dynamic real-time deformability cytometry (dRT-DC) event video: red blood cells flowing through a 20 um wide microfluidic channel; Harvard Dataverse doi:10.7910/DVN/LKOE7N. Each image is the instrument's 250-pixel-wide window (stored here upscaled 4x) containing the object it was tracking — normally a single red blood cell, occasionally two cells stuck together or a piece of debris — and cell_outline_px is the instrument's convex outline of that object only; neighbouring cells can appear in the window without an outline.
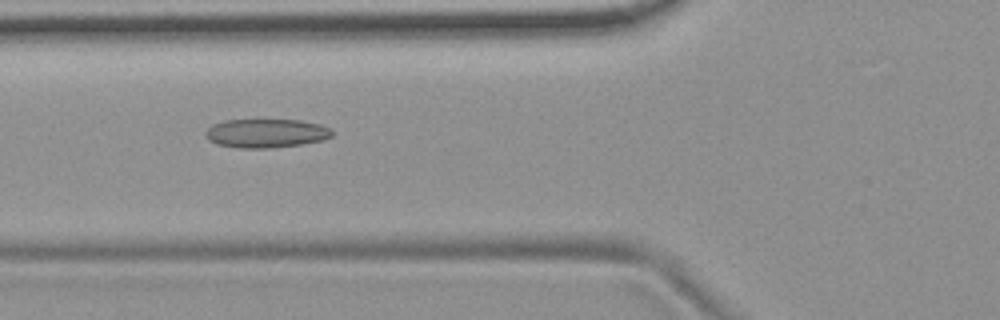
{"species": "common noctule bat (a hibernating species)", "species_latin": "Nyctalus noctula", "temperature_condition": "room temperature", "stored_images_in_passage": 3, "camera_frame_rate_fps": 3000, "um_per_image_px": 0.085, "animal": {"sex": "female", "body_mass_g": 19.9}, "frame": {"image": 1, "passage_image": 3, "time_ms": 2.333, "image_size_px": [1000, 320], "cell_outline_px": [[332, 136], [324, 140], [300, 144], [272, 148], [240, 148], [216, 144], [208, 140], [204, 136], [204, 132], [212, 124], [224, 120], [300, 120], [320, 124], [332, 128]], "centroid_in_image_um": [22.6, 11.33], "position_along_channel_um": 103.2, "area_um2": 21.44}}